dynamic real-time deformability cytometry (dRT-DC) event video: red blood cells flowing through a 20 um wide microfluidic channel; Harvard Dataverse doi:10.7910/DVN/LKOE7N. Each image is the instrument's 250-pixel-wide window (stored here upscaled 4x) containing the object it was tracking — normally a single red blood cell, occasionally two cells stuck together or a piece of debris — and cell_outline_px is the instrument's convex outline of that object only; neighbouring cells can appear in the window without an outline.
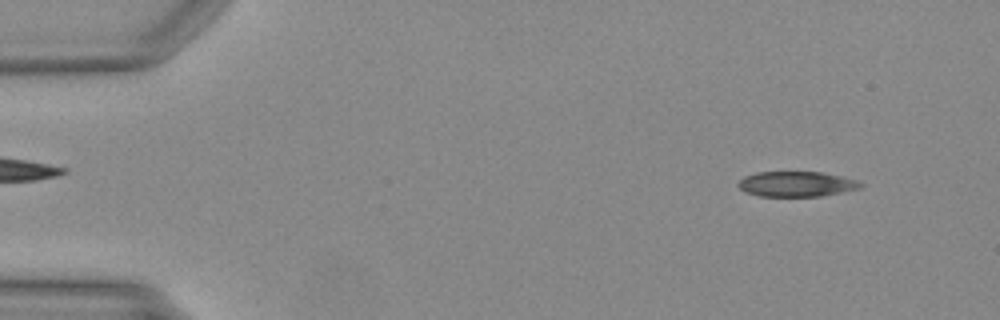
{"species": "Egyptian fruit bat (a non-hibernating species)", "species_latin": "Rousettus aegyptiacus", "temperature_condition": "warm", "stored_images_in_passage": 48, "camera_frame_rate_fps": 3000, "um_per_image_px": 0.085, "animal": {"sex": "female"}, "frame": {"image": 1, "passage_image": 4, "time_ms": 1.0, "image_size_px": [1000, 320], "cell_outline_px": [[864, 184], [860, 188], [820, 196], [760, 196], [748, 192], [740, 188], [736, 184], [744, 176], [756, 172], [824, 172], [856, 180]], "centroid_in_image_um": [67.69, 15.63], "position_along_channel_um": 17.3, "area_um2": 17.8}}
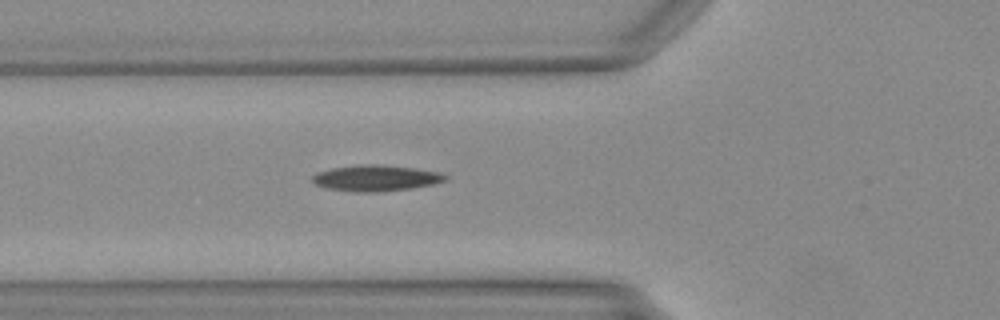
{"frame": {"image": 2, "passage_image": 17, "time_ms": 5.333, "image_size_px": [1000, 320], "cell_outline_px": [[448, 180], [432, 184], [412, 188], [380, 192], [352, 192], [328, 188], [316, 184], [312, 180], [312, 176], [316, 172], [332, 168], [360, 164], [376, 164], [412, 168], [440, 172], [448, 176]], "centroid_in_image_um": [31.95, 15.14], "position_along_channel_um": 93.9, "area_um2": 20.17}}
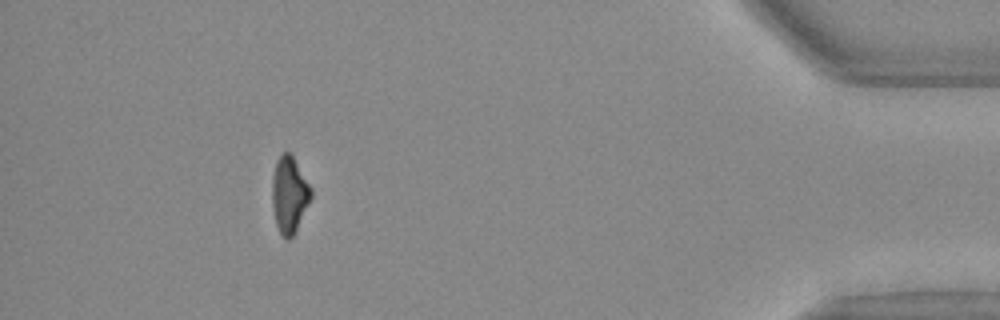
{"frame": {"image": 3, "passage_image": 44, "time_ms": 14.333, "image_size_px": [1000, 320], "cell_outline_px": [[312, 196], [296, 232], [288, 240], [284, 240], [276, 224], [272, 204], [272, 176], [276, 160], [280, 152], [288, 152], [292, 156], [312, 188]], "centroid_in_image_um": [24.58, 16.56], "position_along_channel_um": 410.6, "area_um2": 17.46}}